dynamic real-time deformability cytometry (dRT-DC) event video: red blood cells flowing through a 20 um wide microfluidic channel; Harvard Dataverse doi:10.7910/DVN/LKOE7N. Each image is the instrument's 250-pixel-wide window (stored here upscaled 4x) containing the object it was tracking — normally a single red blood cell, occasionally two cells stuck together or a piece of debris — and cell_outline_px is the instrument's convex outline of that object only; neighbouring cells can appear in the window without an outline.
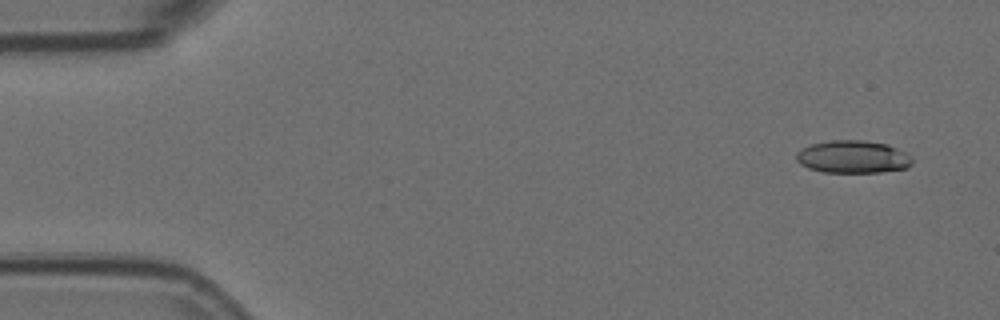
{"species": "Egyptian fruit bat (a non-hibernating species)", "species_latin": "Rousettus aegyptiacus", "temperature_condition": "room temperature", "stored_images_in_passage": 7, "camera_frame_rate_fps": 3000, "um_per_image_px": 0.085, "animal": {"sex": "female"}, "frame": {"image": 1, "passage_image": 1, "time_ms": 0.0, "image_size_px": [1000, 320], "cell_outline_px": [[912, 164], [908, 168], [880, 172], [824, 172], [808, 168], [800, 164], [796, 160], [796, 152], [812, 144], [828, 140], [864, 140], [888, 144], [912, 156]], "centroid_in_image_um": [72.51, 13.33], "position_along_channel_um": 12.5, "area_um2": 22.14}}
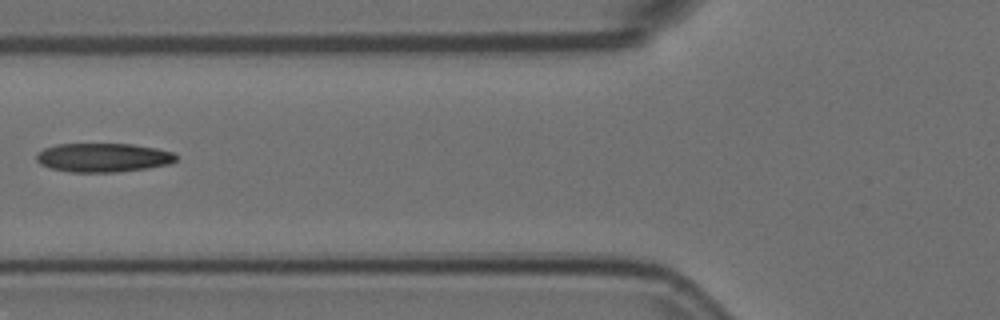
{"frame": {"image": 2, "passage_image": 6, "time_ms": 1.667, "image_size_px": [1000, 320], "cell_outline_px": [[176, 160], [168, 164], [148, 168], [116, 172], [68, 172], [52, 168], [40, 164], [36, 160], [36, 156], [44, 148], [56, 144], [132, 144], [156, 148], [172, 152], [176, 156]], "centroid_in_image_um": [8.75, 13.39], "position_along_channel_um": 117.0, "area_um2": 23.41}}
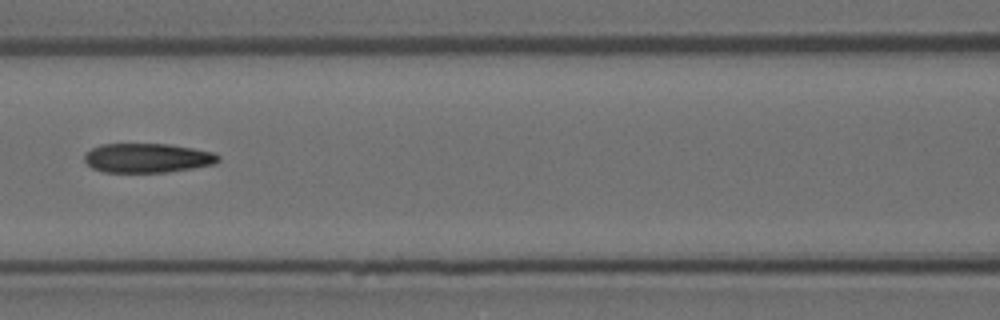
{"frame": {"image": 3, "passage_image": 7, "time_ms": 2.0, "image_size_px": [1000, 320], "cell_outline_px": [[220, 160], [216, 164], [168, 172], [104, 172], [92, 168], [84, 160], [84, 152], [100, 144], [168, 144], [192, 148], [212, 152], [220, 156]], "centroid_in_image_um": [12.51, 13.43], "position_along_channel_um": 154.1, "area_um2": 22.95}}